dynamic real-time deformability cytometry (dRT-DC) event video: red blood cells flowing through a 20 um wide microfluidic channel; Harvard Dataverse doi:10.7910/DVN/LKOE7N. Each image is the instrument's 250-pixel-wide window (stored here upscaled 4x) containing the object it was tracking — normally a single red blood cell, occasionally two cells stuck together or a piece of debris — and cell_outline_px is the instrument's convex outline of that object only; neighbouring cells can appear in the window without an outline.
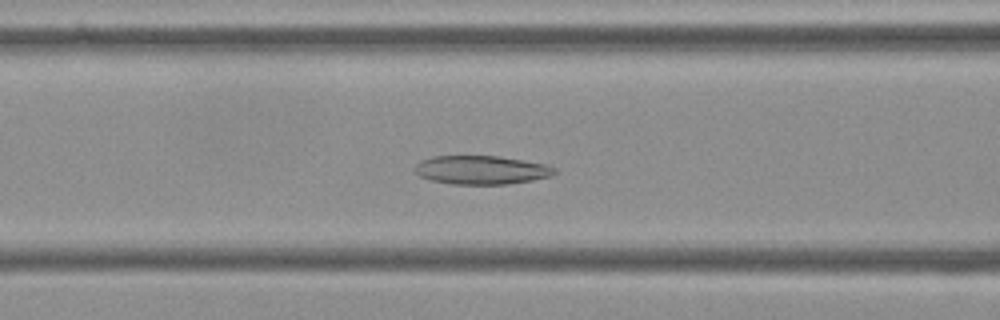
{"species": "Egyptian fruit bat (a non-hibernating species)", "species_latin": "Rousettus aegyptiacus", "temperature_condition": "cold", "stored_images_in_passage": 57, "camera_frame_rate_fps": 3000, "um_per_image_px": 0.085, "frame": {"image": 1, "passage_image": 23, "time_ms": 7.333, "image_size_px": [1000, 320], "cell_outline_px": [[556, 172], [552, 176], [532, 180], [508, 184], [452, 184], [432, 180], [420, 176], [412, 168], [420, 160], [432, 156], [500, 156], [548, 164], [556, 168]], "centroid_in_image_um": [40.93, 14.44], "position_along_channel_um": 125.7, "area_um2": 23.52}}
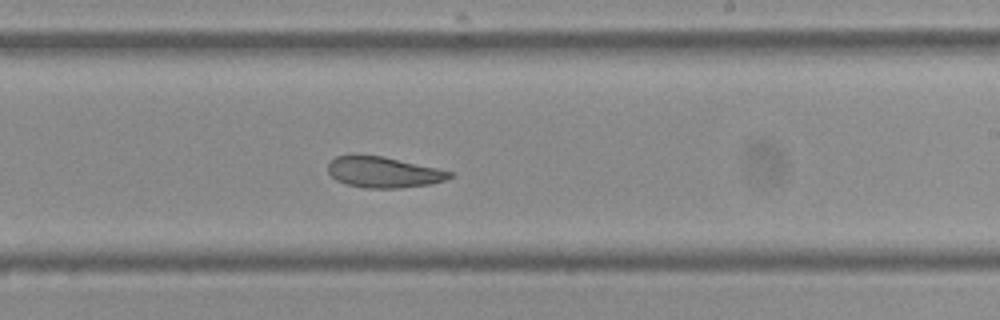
{"frame": {"image": 2, "passage_image": 34, "time_ms": 11.0, "image_size_px": [1000, 320], "cell_outline_px": [[452, 176], [444, 180], [432, 184], [400, 188], [364, 188], [348, 184], [336, 180], [328, 172], [328, 160], [336, 156], [384, 156], [436, 168], [452, 172]], "centroid_in_image_um": [32.58, 14.65], "position_along_channel_um": 256.4, "area_um2": 21.68}}
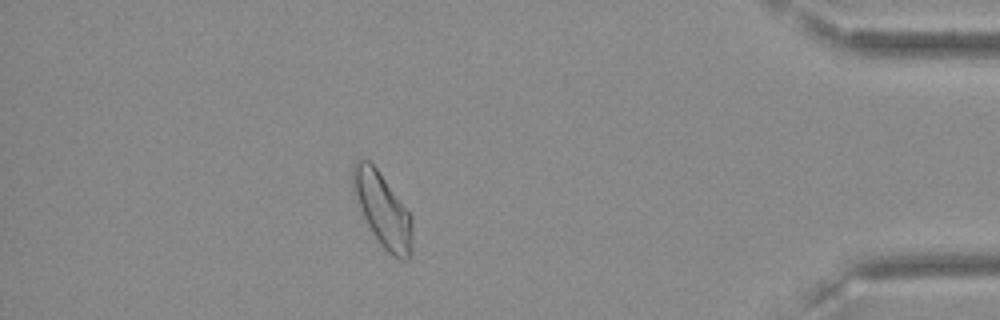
{"frame": {"image": 3, "passage_image": 50, "time_ms": 16.333, "image_size_px": [1000, 320], "cell_outline_px": [[412, 252], [404, 260], [400, 260], [392, 256], [380, 244], [372, 232], [352, 192], [352, 164], [356, 160], [368, 160], [376, 168], [412, 216]], "centroid_in_image_um": [32.51, 17.84], "position_along_channel_um": 402.7, "area_um2": 25.32}, "authors_computed_cell_mechanics": {"area_um2": 24.854, "velocity_mm_per_s": 3.5702, "shape_relaxation_time_tau1_ms": null, "shape_relaxation_time_tau2_ms": 8.5307, "deformation_change_tau1": null, "deformation_change_tau2": 0.155}}